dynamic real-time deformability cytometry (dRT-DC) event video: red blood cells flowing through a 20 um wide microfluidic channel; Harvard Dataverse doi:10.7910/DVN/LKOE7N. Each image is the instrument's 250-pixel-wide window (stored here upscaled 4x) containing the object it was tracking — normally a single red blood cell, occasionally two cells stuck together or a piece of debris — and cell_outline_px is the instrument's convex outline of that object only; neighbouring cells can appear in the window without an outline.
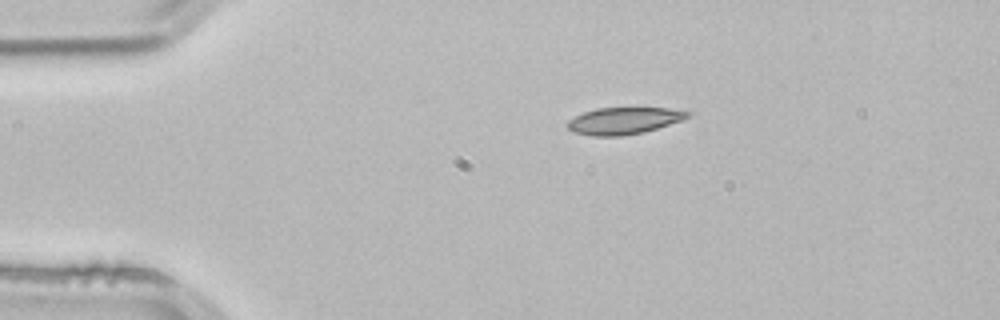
{"species": "common noctule bat (a hibernating species)", "species_latin": "Nyctalus noctula", "temperature_condition": "room temperature", "stored_images_in_passage": 2, "camera_frame_rate_fps": 3000, "um_per_image_px": 0.085, "animal": {"sex": "male", "body_mass_g": 21.5, "forearm_length_mm": 52.0}, "frame": {"image": 1, "passage_image": 1, "time_ms": 0.0, "image_size_px": [1000, 320], "cell_outline_px": [[692, 112], [684, 120], [644, 132], [620, 136], [592, 136], [572, 132], [564, 124], [568, 120], [584, 112], [596, 108], [672, 108]], "centroid_in_image_um": [53.02, 10.26], "position_along_channel_um": 32.0, "area_um2": 18.96}}